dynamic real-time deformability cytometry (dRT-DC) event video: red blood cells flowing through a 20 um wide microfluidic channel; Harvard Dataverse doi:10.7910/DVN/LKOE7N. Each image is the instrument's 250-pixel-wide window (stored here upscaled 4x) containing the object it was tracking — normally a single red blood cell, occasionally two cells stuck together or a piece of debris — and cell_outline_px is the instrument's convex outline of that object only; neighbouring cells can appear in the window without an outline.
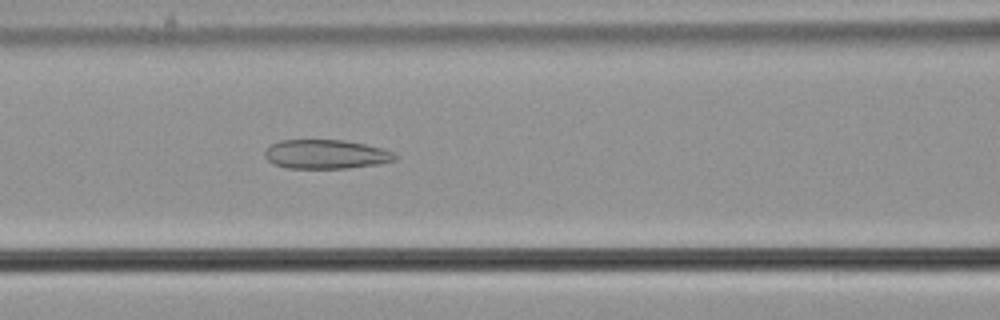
{"species": "common noctule bat (a hibernating species)", "species_latin": "Nyctalus noctula", "temperature_condition": "cold", "stored_images_in_passage": 37, "camera_frame_rate_fps": 3000, "um_per_image_px": 0.085, "animal": {"sex": "male", "body_mass_g": 21.5, "forearm_length_mm": 52.0}, "frame": {"image": 1, "passage_image": 14, "time_ms": 4.333, "image_size_px": [1000, 320], "cell_outline_px": [[400, 156], [396, 160], [380, 164], [348, 168], [288, 168], [272, 164], [264, 156], [264, 152], [272, 144], [280, 140], [344, 140], [364, 144], [380, 148], [392, 152]], "centroid_in_image_um": [27.71, 13.12], "position_along_channel_um": 138.9, "area_um2": 22.14}}
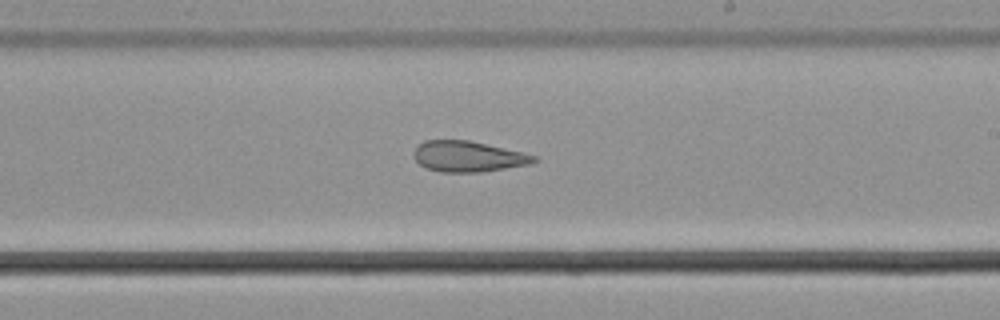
{"frame": {"image": 2, "passage_image": 23, "time_ms": 7.333, "image_size_px": [1000, 320], "cell_outline_px": [[540, 160], [528, 164], [480, 172], [440, 172], [424, 168], [416, 160], [412, 152], [416, 144], [424, 140], [468, 140], [524, 152], [536, 156]], "centroid_in_image_um": [39.74, 13.29], "position_along_channel_um": 249.3, "area_um2": 21.68}}
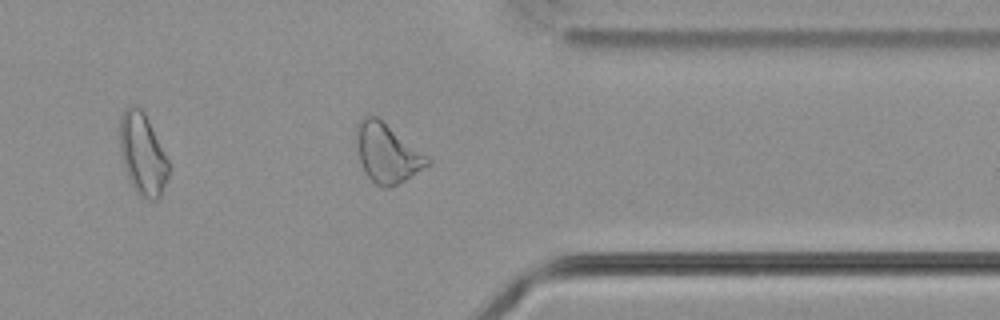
{"frame": {"image": 3, "passage_image": 34, "time_ms": 11.0, "image_size_px": [1000, 320], "cell_outline_px": [[432, 164], [404, 180], [388, 188], [384, 188], [376, 184], [368, 176], [360, 160], [356, 148], [356, 124], [364, 116], [376, 116], [432, 160]], "centroid_in_image_um": [32.89, 13.02], "position_along_channel_um": 378.5, "area_um2": 23.99}, "authors_computed_cell_mechanics": {"area_um2": 23.0622, "velocity_mm_per_s": 3.6908, "shape_relaxation_time_tau1_ms": null, "shape_relaxation_time_tau2_ms": 3.6045, "deformation_change_tau1": null, "deformation_change_tau2": 0.1211}}